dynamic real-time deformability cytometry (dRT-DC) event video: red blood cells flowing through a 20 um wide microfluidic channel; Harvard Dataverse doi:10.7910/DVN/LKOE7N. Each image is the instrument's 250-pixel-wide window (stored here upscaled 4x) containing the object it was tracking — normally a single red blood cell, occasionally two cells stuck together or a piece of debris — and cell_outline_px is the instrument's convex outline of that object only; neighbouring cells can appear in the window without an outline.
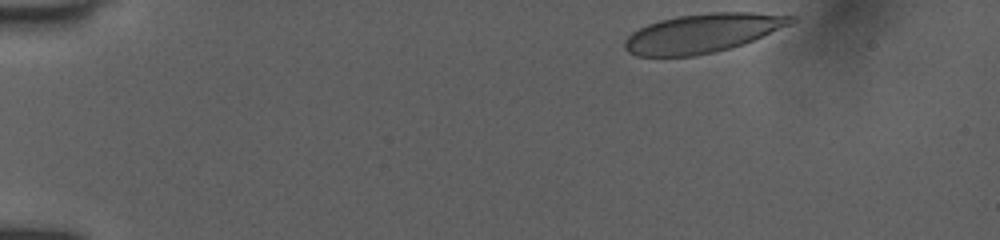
{"species": "human", "species_latin": "Homo sapiens", "temperature_condition": "room temperature", "stored_images_in_passage": 74, "camera_frame_rate_fps": 3000, "um_per_image_px": 0.085, "donor": {"sex": "female"}, "frame": {"image": 1, "passage_image": 1, "time_ms": 0.0, "image_size_px": [1000, 240], "cell_outline_px": [[796, 20], [792, 24], [744, 44], [696, 56], [636, 56], [628, 52], [624, 48], [624, 40], [632, 32], [648, 24], [660, 20], [676, 16], [708, 12], [752, 12], [796, 16]], "centroid_in_image_um": [59.73, 2.81], "position_along_channel_um": 25.3, "area_um2": 37.8}}
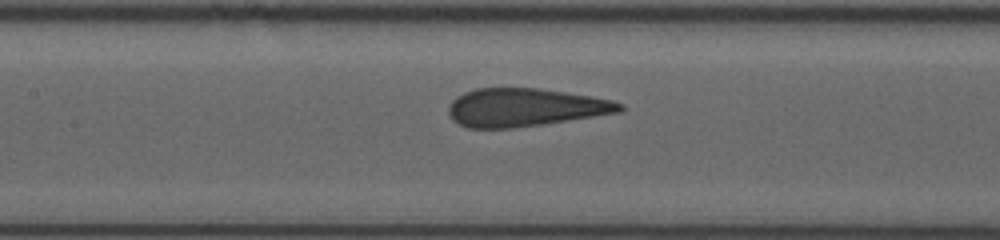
{"frame": {"image": 2, "passage_image": 27, "time_ms": 6.0, "image_size_px": [1000, 240], "cell_outline_px": [[624, 108], [620, 112], [540, 124], [512, 128], [468, 128], [460, 124], [448, 112], [448, 108], [452, 100], [456, 96], [464, 92], [476, 88], [540, 88], [592, 96], [612, 100], [624, 104]], "centroid_in_image_um": [44.63, 9.11], "position_along_channel_um": 162.8, "area_um2": 37.74}}
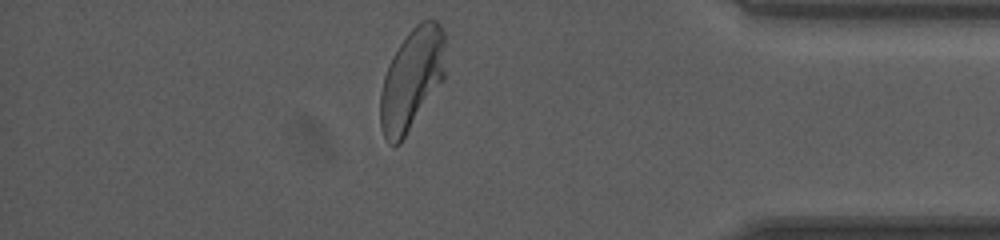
{"frame": {"image": 3, "passage_image": 62, "time_ms": 12.667, "image_size_px": [1000, 240], "cell_outline_px": [[444, 80], [400, 144], [392, 144], [384, 136], [380, 128], [380, 92], [384, 76], [388, 64], [392, 56], [408, 32], [420, 20], [436, 20], [440, 24], [444, 32]], "centroid_in_image_um": [34.99, 6.73], "position_along_channel_um": 400.2, "area_um2": 38.55}, "authors_computed_cell_mechanics": {"area_um2": 38.6682, "velocity_mm_per_s": 3.9614, "shape_relaxation_time_tau1_ms": 5.0018, "shape_relaxation_time_tau2_ms": null, "deformation_change_tau1": 0.1896, "deformation_change_tau2": null}}